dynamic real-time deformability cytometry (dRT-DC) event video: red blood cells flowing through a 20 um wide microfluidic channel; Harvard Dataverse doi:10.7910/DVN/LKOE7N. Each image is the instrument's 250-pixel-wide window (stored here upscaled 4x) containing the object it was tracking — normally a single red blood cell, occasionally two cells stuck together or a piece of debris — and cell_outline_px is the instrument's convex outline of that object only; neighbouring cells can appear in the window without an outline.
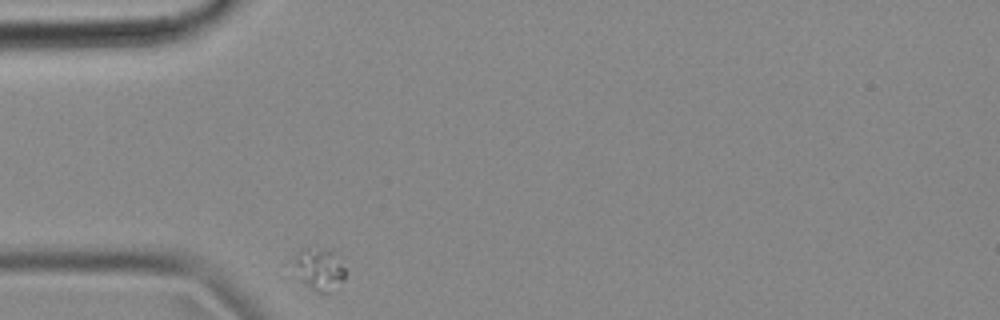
{"species": "common noctule bat (a hibernating species)", "species_latin": "Nyctalus noctula", "temperature_condition": "cold", "stored_images_in_passage": 4, "camera_frame_rate_fps": 3000, "um_per_image_px": 0.085, "animal": {"sex": "female", "body_mass_g": 18.4}, "frame": {"image": 1, "passage_image": 1, "time_ms": 0.0, "image_size_px": [1000, 320], "cell_outline_px": [[348, 272], [344, 280], [328, 292], [316, 292], [300, 280], [292, 260], [308, 248], [332, 252]], "centroid_in_image_um": [27.17, 22.93], "position_along_channel_um": 57.8, "area_um2": 12.02}}